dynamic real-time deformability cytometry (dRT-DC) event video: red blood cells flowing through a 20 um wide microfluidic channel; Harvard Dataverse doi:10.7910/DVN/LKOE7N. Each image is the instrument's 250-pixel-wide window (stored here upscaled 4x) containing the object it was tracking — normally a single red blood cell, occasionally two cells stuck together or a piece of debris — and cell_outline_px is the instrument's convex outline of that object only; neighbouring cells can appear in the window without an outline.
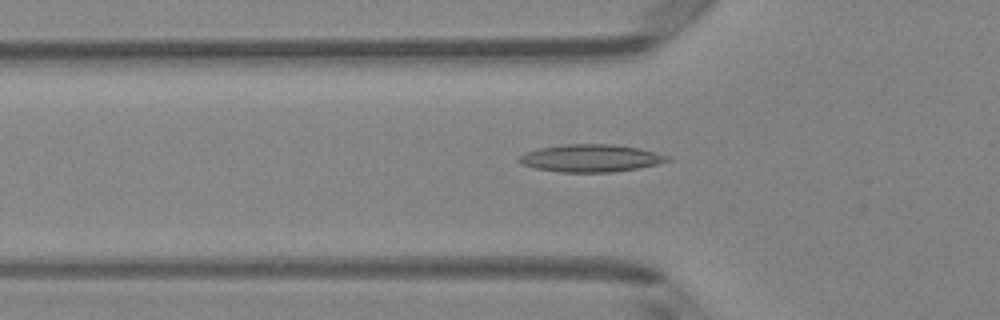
{"species": "Egyptian fruit bat (a non-hibernating species)", "species_latin": "Rousettus aegyptiacus", "temperature_condition": "room temperature", "stored_images_in_passage": 49, "camera_frame_rate_fps": 3000, "um_per_image_px": 0.085, "animal": {"sex": "female"}, "frame": {"image": 1, "passage_image": 16, "time_ms": 5.0, "image_size_px": [1000, 320], "cell_outline_px": [[672, 160], [640, 168], [612, 172], [560, 172], [532, 168], [520, 164], [516, 160], [524, 152], [540, 148], [564, 144], [612, 144], [640, 148], [656, 152], [668, 156]], "centroid_in_image_um": [50.18, 13.44], "position_along_channel_um": 75.6, "area_um2": 23.99}}
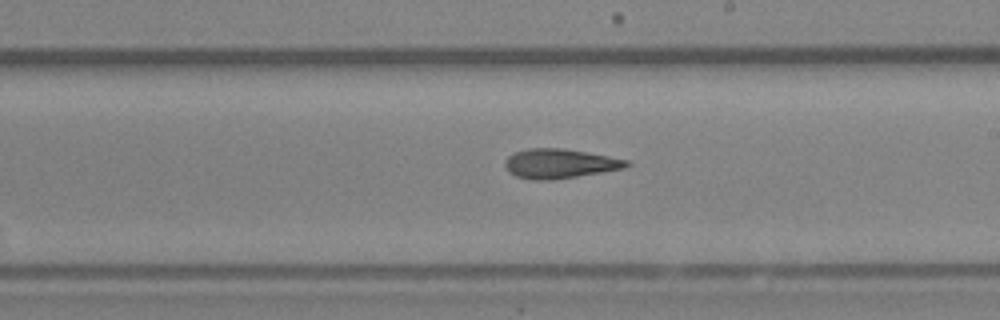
{"frame": {"image": 2, "passage_image": 28, "time_ms": 9.0, "image_size_px": [1000, 320], "cell_outline_px": [[632, 164], [624, 168], [552, 180], [532, 180], [516, 176], [508, 172], [504, 164], [504, 160], [508, 156], [516, 152], [528, 148], [564, 148], [608, 156], [628, 160]], "centroid_in_image_um": [47.54, 13.9], "position_along_channel_um": 241.5, "area_um2": 20.81}}
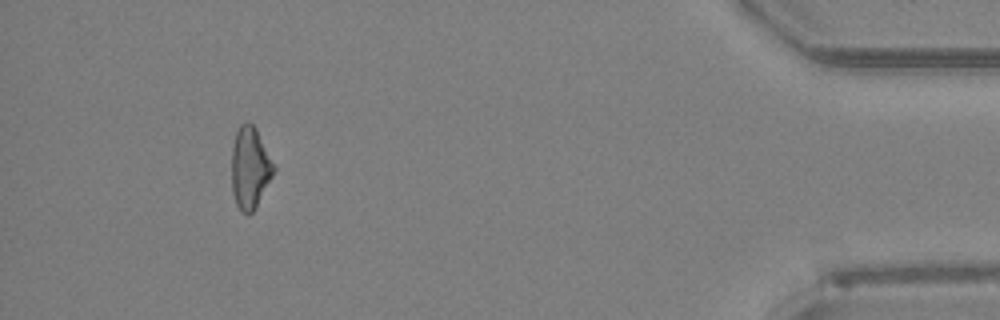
{"frame": {"image": 3, "passage_image": 45, "time_ms": 14.667, "image_size_px": [1000, 320], "cell_outline_px": [[276, 168], [272, 176], [252, 212], [248, 216], [240, 212], [236, 204], [232, 192], [232, 148], [236, 132], [240, 124], [244, 120], [248, 120], [256, 128]], "centroid_in_image_um": [21.23, 14.24], "position_along_channel_um": 414.0, "area_um2": 20.0}, "authors_computed_cell_mechanics": {"area_um2": 20.808, "velocity_mm_per_s": 4.1578, "shape_relaxation_time_tau1_ms": null, "shape_relaxation_time_tau2_ms": 4.1517, "deformation_change_tau1": null, "deformation_change_tau2": 0.1577}}